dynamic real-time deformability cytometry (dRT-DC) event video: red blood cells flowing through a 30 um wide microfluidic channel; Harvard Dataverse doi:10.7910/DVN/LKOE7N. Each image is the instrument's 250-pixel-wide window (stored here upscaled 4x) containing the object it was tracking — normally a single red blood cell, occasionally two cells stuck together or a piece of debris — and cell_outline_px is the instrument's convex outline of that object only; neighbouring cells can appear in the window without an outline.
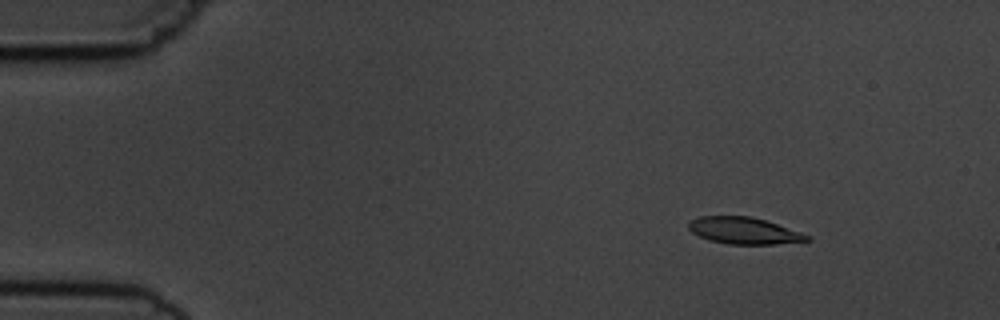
{"species": "common noctule bat (a hibernating species)", "species_latin": "Nyctalus noctula", "temperature_condition": "cold", "stored_images_in_passage": 4, "camera_frame_rate_fps": 3000, "um_per_image_px": 0.085, "animal": {"sex": "male", "body_mass_g": 19.5, "forearm_length_mm": 54.6}, "frame": {"image": 1, "passage_image": 1, "time_ms": 0.0, "image_size_px": [1000, 320], "cell_outline_px": [[812, 240], [776, 244], [728, 244], [708, 240], [692, 232], [688, 228], [688, 224], [692, 220], [700, 216], [752, 216], [812, 236]], "centroid_in_image_um": [63.24, 19.61], "position_along_channel_um": 21.8, "area_um2": 18.32}}
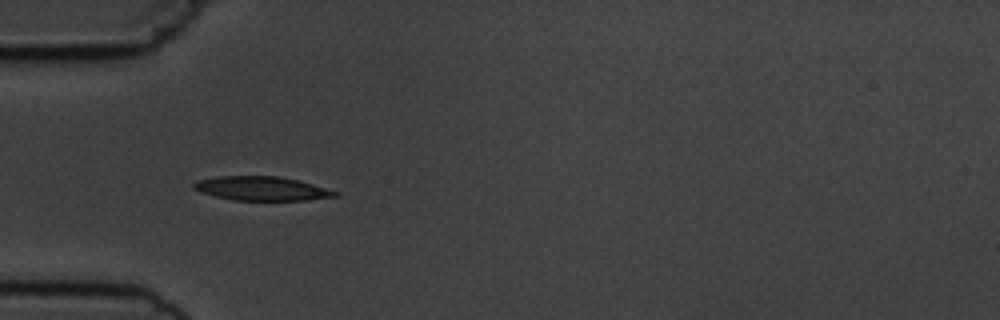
{"frame": {"image": 2, "passage_image": 3, "time_ms": 3.333, "image_size_px": [1000, 320], "cell_outline_px": [[340, 196], [304, 200], [232, 200], [200, 192], [192, 188], [192, 184], [196, 180], [216, 176], [276, 176], [296, 180], [340, 192]], "centroid_in_image_um": [22.2, 16.02], "position_along_channel_um": 62.8, "area_um2": 19.71}}
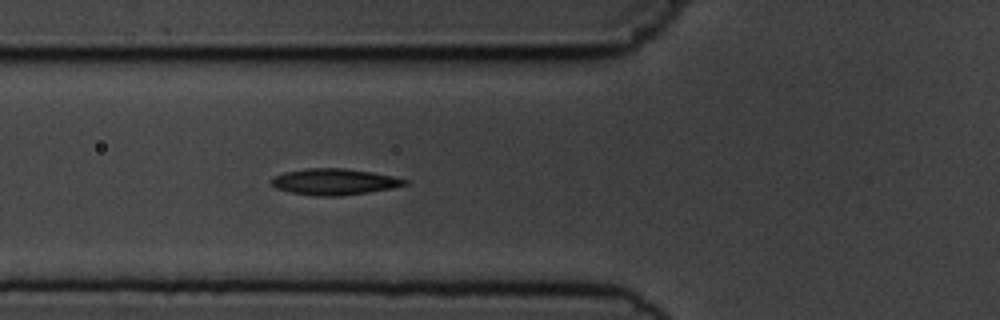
{"frame": {"image": 3, "passage_image": 4, "time_ms": 4.333, "image_size_px": [1000, 320], "cell_outline_px": [[408, 184], [392, 188], [368, 192], [340, 196], [316, 196], [292, 192], [276, 188], [268, 180], [272, 176], [284, 172], [308, 168], [344, 168], [372, 172], [392, 176], [408, 180]], "centroid_in_image_um": [28.39, 15.44], "position_along_channel_um": 97.4, "area_um2": 20.4}}